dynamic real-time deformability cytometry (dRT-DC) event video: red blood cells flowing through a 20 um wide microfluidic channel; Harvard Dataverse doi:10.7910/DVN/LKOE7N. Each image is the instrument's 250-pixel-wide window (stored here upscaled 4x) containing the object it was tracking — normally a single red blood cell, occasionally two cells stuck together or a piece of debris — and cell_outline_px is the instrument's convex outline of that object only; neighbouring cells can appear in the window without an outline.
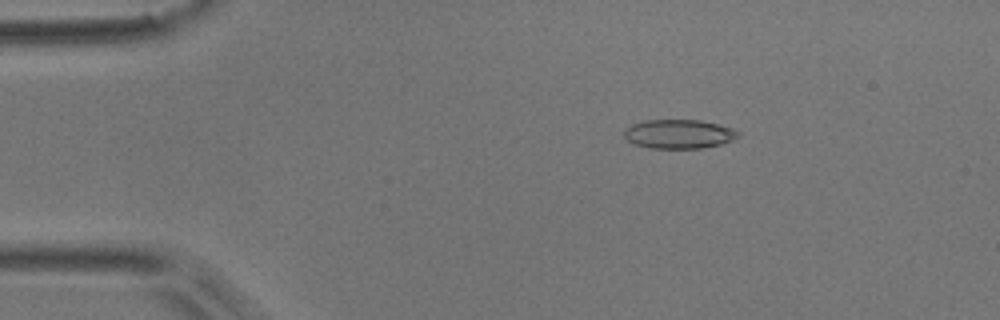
{"species": "common noctule bat (a hibernating species)", "species_latin": "Nyctalus noctula", "temperature_condition": "room temperature", "stored_images_in_passage": 54, "camera_frame_rate_fps": 3000, "um_per_image_px": 0.085, "animal": {"sex": "male", "body_mass_g": 17.9}, "frame": {"image": 1, "passage_image": 9, "time_ms": 2.667, "image_size_px": [1000, 320], "cell_outline_px": [[740, 136], [732, 140], [720, 144], [704, 148], [648, 148], [632, 144], [624, 136], [624, 128], [632, 124], [644, 120], [700, 120], [732, 128], [740, 132]], "centroid_in_image_um": [57.67, 11.39], "position_along_channel_um": 27.3, "area_um2": 19.42}}
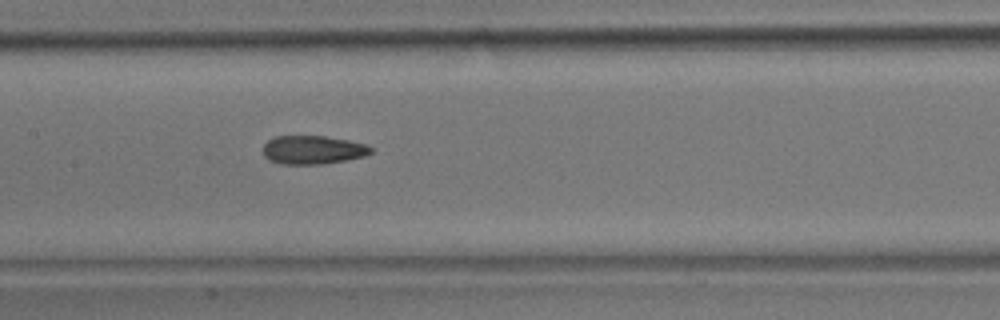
{"frame": {"image": 2, "passage_image": 26, "time_ms": 8.333, "image_size_px": [1000, 320], "cell_outline_px": [[372, 152], [364, 156], [324, 164], [280, 164], [268, 160], [264, 156], [264, 144], [268, 140], [276, 136], [324, 136], [348, 140], [364, 144], [372, 148]], "centroid_in_image_um": [26.56, 12.74], "position_along_channel_um": 180.8, "area_um2": 17.86}}
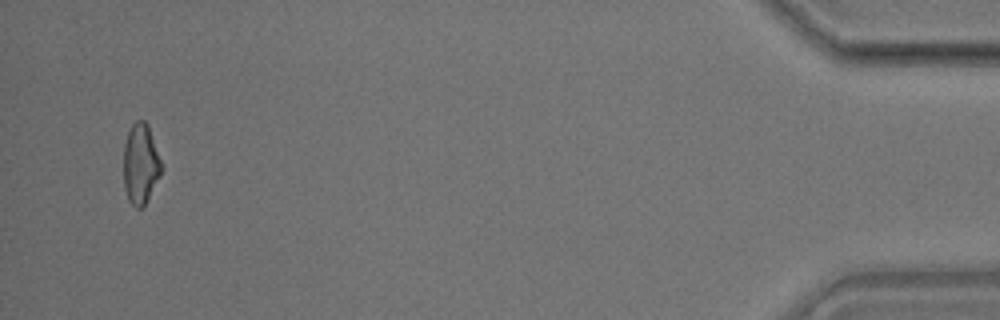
{"frame": {"image": 3, "passage_image": 52, "time_ms": 17.0, "image_size_px": [1000, 320], "cell_outline_px": [[164, 168], [144, 208], [136, 208], [128, 200], [124, 188], [124, 144], [128, 132], [132, 124], [136, 120], [144, 120], [148, 124]], "centroid_in_image_um": [11.97, 13.95], "position_along_channel_um": 423.2, "area_um2": 18.03}, "authors_computed_cell_mechanics": {"area_um2": 18.5827, "velocity_mm_per_s": 3.7331, "shape_relaxation_time_tau1_ms": 8.008, "shape_relaxation_time_tau2_ms": 2.3457, "deformation_change_tau1": 0.173, "deformation_change_tau2": 0.111}}